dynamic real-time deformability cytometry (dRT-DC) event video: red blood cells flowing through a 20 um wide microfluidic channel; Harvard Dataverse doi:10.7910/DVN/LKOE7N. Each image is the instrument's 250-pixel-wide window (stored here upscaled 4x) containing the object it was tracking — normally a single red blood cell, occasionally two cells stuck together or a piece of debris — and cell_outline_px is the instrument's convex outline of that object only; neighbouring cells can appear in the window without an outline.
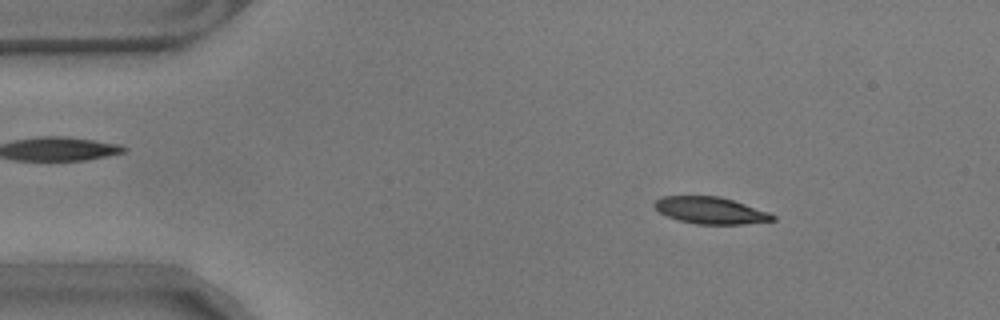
{"species": "common noctule bat (a hibernating species)", "species_latin": "Nyctalus noctula", "temperature_condition": "warm", "stored_images_in_passage": 19, "camera_frame_rate_fps": 3000, "um_per_image_px": 0.085, "animal": {"sex": "male", "body_mass_g": 17.9}, "frame": {"image": 1, "passage_image": 8, "time_ms": 2.333, "image_size_px": [1000, 320], "cell_outline_px": [[776, 220], [744, 224], [696, 224], [676, 220], [660, 212], [652, 204], [660, 196], [720, 196], [768, 212], [776, 216]], "centroid_in_image_um": [60.37, 17.89], "position_along_channel_um": 24.6, "area_um2": 18.44}}
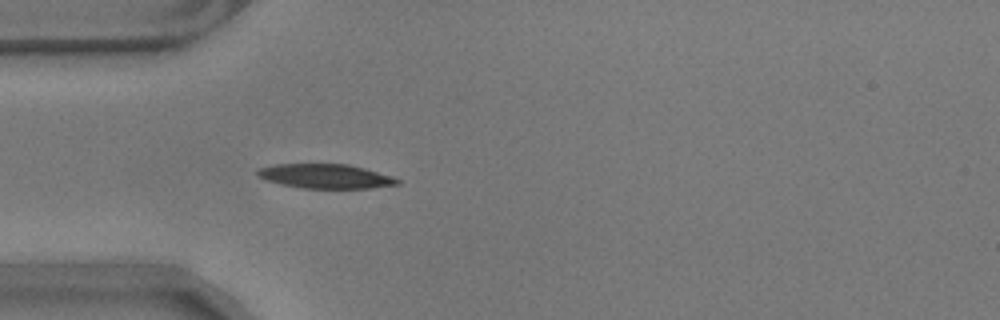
{"frame": {"image": 2, "passage_image": 16, "time_ms": 5.0, "image_size_px": [1000, 320], "cell_outline_px": [[400, 184], [372, 188], [300, 188], [280, 184], [268, 180], [260, 176], [256, 172], [260, 168], [276, 164], [348, 164], [364, 168], [400, 180]], "centroid_in_image_um": [27.66, 14.98], "position_along_channel_um": 57.3, "area_um2": 19.54}}